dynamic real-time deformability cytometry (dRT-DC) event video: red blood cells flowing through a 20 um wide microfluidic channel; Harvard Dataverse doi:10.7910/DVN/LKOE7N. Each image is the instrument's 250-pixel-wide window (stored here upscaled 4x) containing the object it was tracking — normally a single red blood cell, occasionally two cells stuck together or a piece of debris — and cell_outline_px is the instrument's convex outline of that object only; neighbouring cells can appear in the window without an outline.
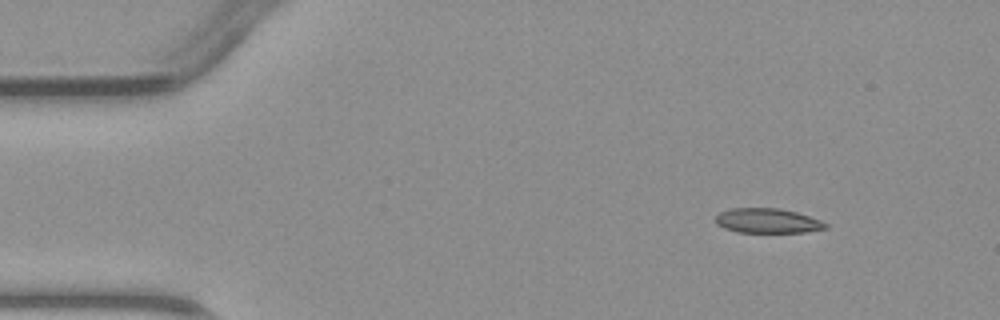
{"species": "common noctule bat (a hibernating species)", "species_latin": "Nyctalus noctula", "temperature_condition": "warm", "stored_images_in_passage": 3, "camera_frame_rate_fps": 3000, "um_per_image_px": 0.085, "animal": {"sex": "male", "body_mass_g": 23.1, "forearm_length_mm": 52.7}, "frame": {"image": 1, "passage_image": 1, "time_ms": 0.0, "image_size_px": [1000, 320], "cell_outline_px": [[828, 228], [804, 232], [736, 232], [724, 228], [716, 224], [716, 216], [720, 212], [732, 208], [780, 208], [796, 212], [820, 220], [828, 224]], "centroid_in_image_um": [65.23, 18.76], "position_along_channel_um": 19.8, "area_um2": 15.78}}
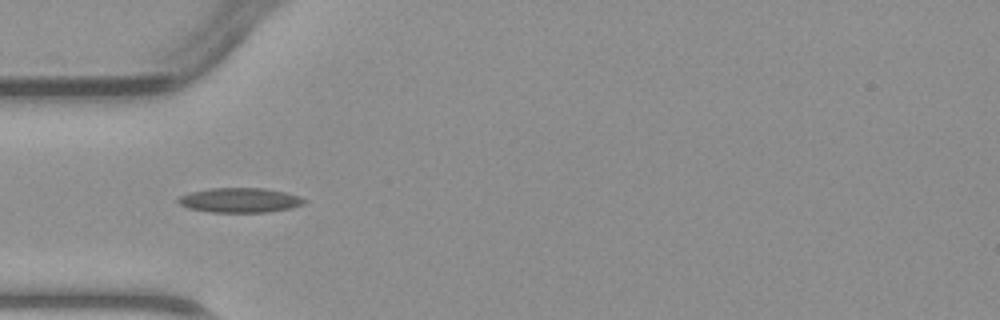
{"frame": {"image": 2, "passage_image": 3, "time_ms": 3.0, "image_size_px": [1000, 320], "cell_outline_px": [[308, 200], [304, 204], [292, 208], [268, 212], [212, 212], [188, 208], [180, 204], [176, 200], [180, 196], [192, 192], [212, 188], [264, 188], [284, 192], [300, 196]], "centroid_in_image_um": [20.43, 17.02], "position_along_channel_um": 64.6, "area_um2": 18.09}}